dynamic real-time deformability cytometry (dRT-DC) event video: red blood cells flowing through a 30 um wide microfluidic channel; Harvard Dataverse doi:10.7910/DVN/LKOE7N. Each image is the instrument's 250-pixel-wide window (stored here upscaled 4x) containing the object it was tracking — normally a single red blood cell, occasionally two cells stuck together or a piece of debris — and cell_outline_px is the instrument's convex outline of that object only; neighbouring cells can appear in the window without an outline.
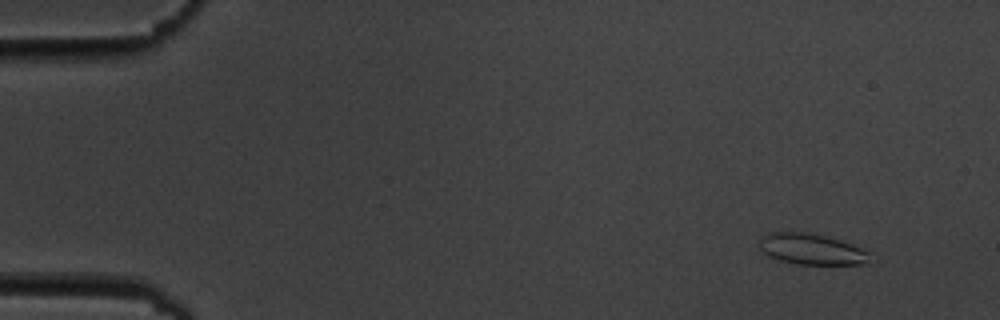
{"species": "common noctule bat (a hibernating species)", "species_latin": "Nyctalus noctula", "temperature_condition": "cold", "stored_images_in_passage": 10, "camera_frame_rate_fps": 3000, "um_per_image_px": 0.085, "animal": {"sex": "male", "body_mass_g": 19.5, "forearm_length_mm": 54.6}, "frame": {"image": 1, "passage_image": 1, "time_ms": 0.0, "image_size_px": [1000, 320], "cell_outline_px": [[868, 264], [796, 264], [780, 260], [768, 256], [760, 248], [760, 236], [768, 232], [804, 232], [824, 236], [840, 240], [852, 244], [868, 252]], "centroid_in_image_um": [68.93, 21.17], "position_along_channel_um": 16.1, "area_um2": 19.71}}
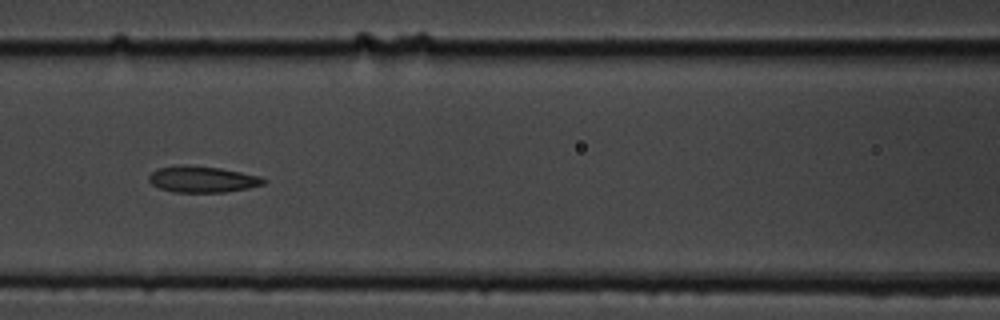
{"frame": {"image": 2, "passage_image": 7, "time_ms": 7.0, "image_size_px": [1000, 320], "cell_outline_px": [[268, 180], [264, 184], [248, 188], [224, 192], [172, 192], [160, 188], [152, 184], [148, 180], [148, 176], [152, 172], [160, 168], [176, 164], [220, 168], [260, 176]], "centroid_in_image_um": [17.2, 15.24], "position_along_channel_um": 149.4, "area_um2": 17.51}}
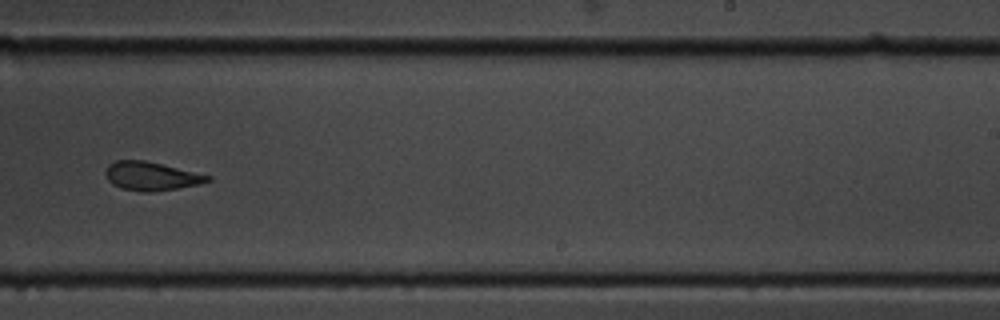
{"frame": {"image": 3, "passage_image": 10, "time_ms": 10.667, "image_size_px": [1000, 320], "cell_outline_px": [[212, 180], [200, 184], [152, 192], [140, 192], [120, 188], [112, 184], [108, 180], [104, 172], [108, 164], [116, 160], [144, 160], [212, 176]], "centroid_in_image_um": [12.82, 14.97], "position_along_channel_um": 276.2, "area_um2": 17.05}}